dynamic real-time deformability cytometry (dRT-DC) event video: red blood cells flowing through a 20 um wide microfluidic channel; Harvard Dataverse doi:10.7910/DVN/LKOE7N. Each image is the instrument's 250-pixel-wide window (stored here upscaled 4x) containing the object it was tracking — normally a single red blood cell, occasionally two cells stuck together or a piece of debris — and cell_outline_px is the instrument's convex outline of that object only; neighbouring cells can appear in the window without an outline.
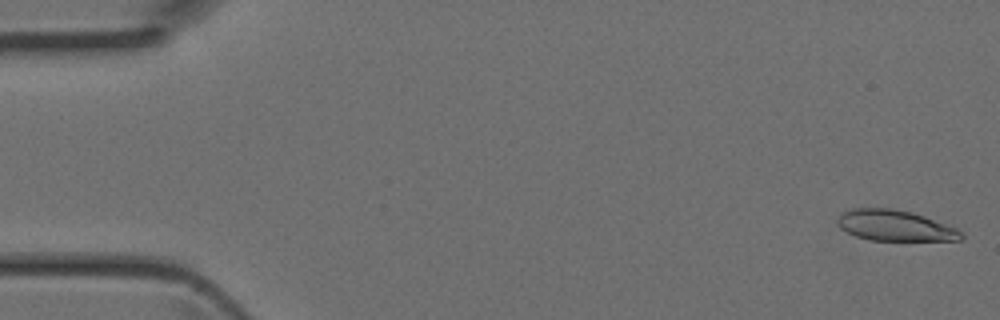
{"species": "Egyptian fruit bat (a non-hibernating species)", "species_latin": "Rousettus aegyptiacus", "temperature_condition": "room temperature", "stored_images_in_passage": 44, "camera_frame_rate_fps": 3000, "um_per_image_px": 0.085, "animal": {"sex": "female"}, "frame": {"image": 1, "passage_image": 1, "time_ms": 0.0, "image_size_px": [1000, 320], "cell_outline_px": [[964, 236], [960, 240], [868, 240], [856, 236], [840, 228], [836, 224], [836, 220], [840, 212], [852, 208], [892, 208], [912, 212], [924, 216], [956, 228]], "centroid_in_image_um": [76.0, 19.16], "position_along_channel_um": 9.0, "area_um2": 22.2}}
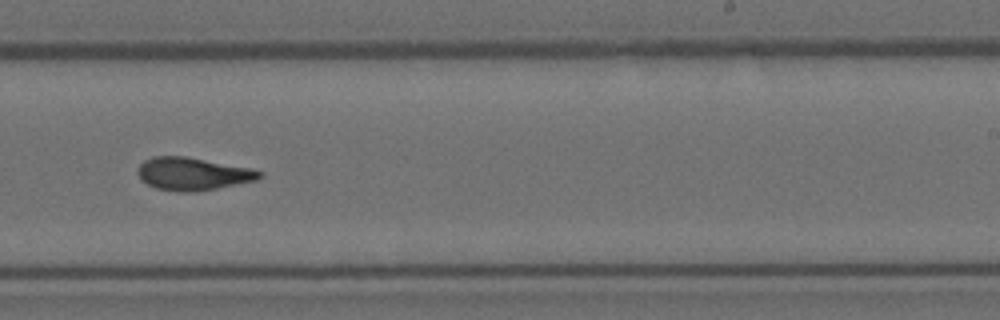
{"frame": {"image": 2, "passage_image": 27, "time_ms": 8.667, "image_size_px": [1000, 320], "cell_outline_px": [[264, 176], [256, 180], [216, 188], [188, 192], [176, 192], [156, 188], [140, 180], [136, 172], [140, 164], [144, 160], [156, 156], [184, 156], [248, 168], [264, 172]], "centroid_in_image_um": [16.34, 14.78], "position_along_channel_um": 272.7, "area_um2": 23.0}}
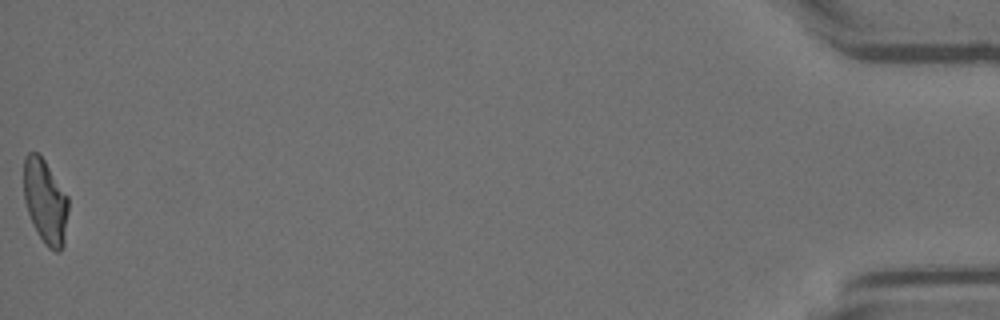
{"frame": {"image": 3, "passage_image": 44, "time_ms": 14.333, "image_size_px": [1000, 320], "cell_outline_px": [[68, 212], [64, 244], [60, 252], [56, 252], [48, 248], [44, 244], [32, 224], [24, 200], [24, 156], [28, 152], [36, 152], [44, 160], [68, 196]], "centroid_in_image_um": [3.85, 17.16], "position_along_channel_um": 431.3, "area_um2": 22.02}}